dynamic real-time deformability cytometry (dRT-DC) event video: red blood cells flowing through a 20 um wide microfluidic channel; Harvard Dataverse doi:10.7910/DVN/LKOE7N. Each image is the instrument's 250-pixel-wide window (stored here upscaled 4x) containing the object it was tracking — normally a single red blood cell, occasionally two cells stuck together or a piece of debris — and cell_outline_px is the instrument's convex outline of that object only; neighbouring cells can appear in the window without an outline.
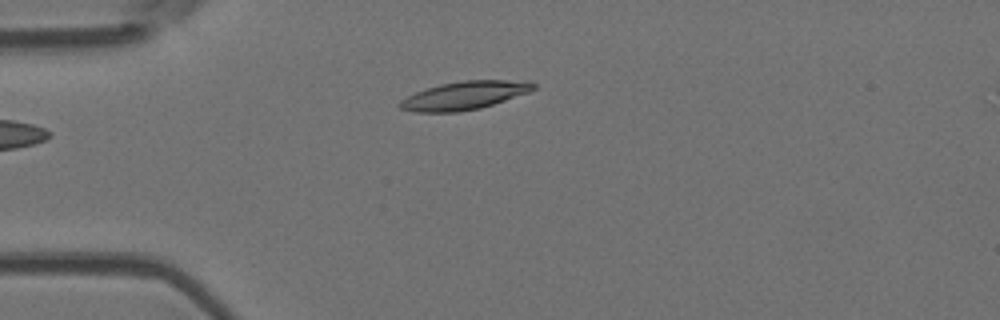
{"species": "Egyptian fruit bat (a non-hibernating species)", "species_latin": "Rousettus aegyptiacus", "temperature_condition": "room temperature", "stored_images_in_passage": 4, "camera_frame_rate_fps": 3000, "um_per_image_px": 0.085, "animal": {"sex": "female"}, "frame": {"image": 1, "passage_image": 4, "time_ms": 4.333, "image_size_px": [1000, 320], "cell_outline_px": [[536, 88], [528, 92], [480, 108], [460, 112], [412, 112], [400, 108], [396, 104], [400, 100], [416, 92], [440, 84], [464, 80], [528, 80], [536, 84]], "centroid_in_image_um": [39.46, 8.11], "position_along_channel_um": 45.5, "area_um2": 21.96}}